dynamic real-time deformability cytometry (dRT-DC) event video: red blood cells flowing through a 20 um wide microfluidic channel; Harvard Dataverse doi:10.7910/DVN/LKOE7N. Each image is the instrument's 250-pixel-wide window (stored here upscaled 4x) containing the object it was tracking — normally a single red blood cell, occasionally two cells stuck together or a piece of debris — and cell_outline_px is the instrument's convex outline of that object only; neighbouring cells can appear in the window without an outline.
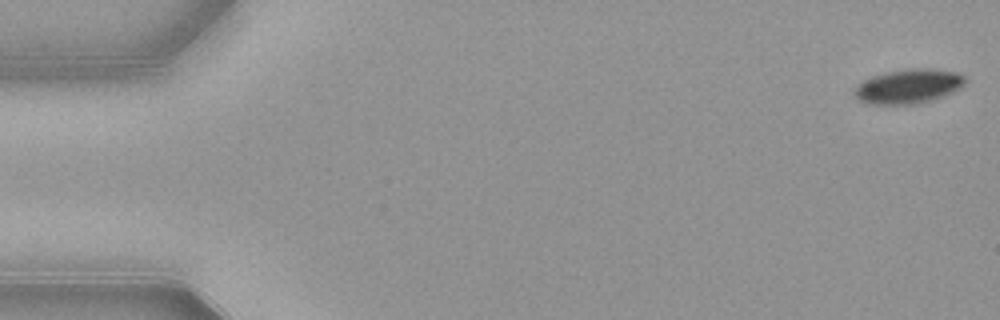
{"species": "common noctule bat (a hibernating species)", "species_latin": "Nyctalus noctula", "temperature_condition": "warm", "stored_images_in_passage": 53, "camera_frame_rate_fps": 3000, "um_per_image_px": 0.085, "animal": {"sex": "female", "body_mass_g": 21.9}, "frame": {"image": 1, "passage_image": 1, "time_ms": 0.0, "image_size_px": [1000, 320], "cell_outline_px": [[968, 80], [960, 88], [944, 96], [932, 100], [916, 104], [868, 104], [860, 100], [852, 92], [864, 80], [872, 76], [888, 72], [916, 68], [928, 68], [956, 72], [964, 76]], "centroid_in_image_um": [77.25, 7.34], "position_along_channel_um": 7.7, "area_um2": 22.02}}
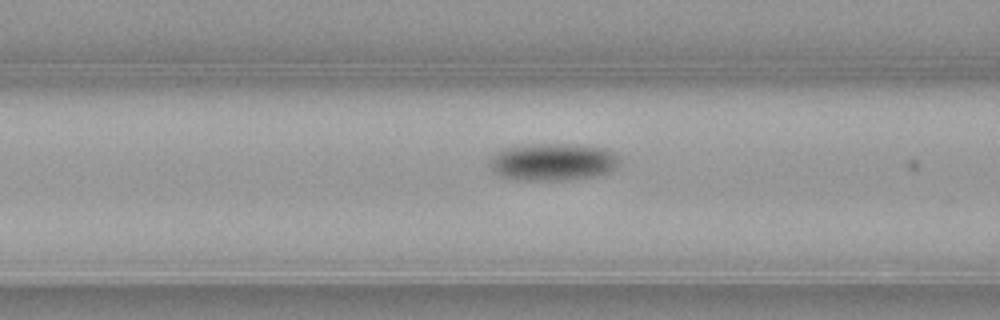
{"frame": {"image": 2, "passage_image": 21, "time_ms": 6.667, "image_size_px": [1000, 320], "cell_outline_px": [[620, 160], [612, 172], [596, 176], [568, 180], [516, 180], [500, 176], [492, 168], [492, 156], [496, 152], [504, 148], [528, 144], [584, 144], [608, 148]], "centroid_in_image_um": [47.05, 13.76], "position_along_channel_um": 119.5, "area_um2": 28.5}}
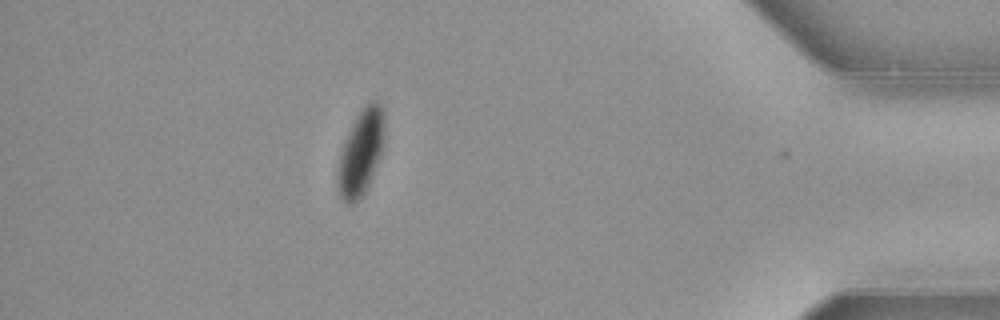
{"frame": {"image": 3, "passage_image": 47, "time_ms": 15.333, "image_size_px": [1000, 320], "cell_outline_px": [[384, 136], [380, 152], [368, 184], [364, 192], [352, 204], [348, 204], [340, 196], [336, 184], [336, 172], [340, 152], [344, 140], [356, 116], [364, 104], [368, 100], [376, 100], [384, 108]], "centroid_in_image_um": [30.64, 12.89], "position_along_channel_um": 404.6, "area_um2": 23.18}, "authors_computed_cell_mechanics": {"area_um2": 24.854, "velocity_mm_per_s": 3.8663, "shape_relaxation_time_tau1_ms": 3.0551, "shape_relaxation_time_tau2_ms": null, "deformation_change_tau1": 0.1136, "deformation_change_tau2": null}}